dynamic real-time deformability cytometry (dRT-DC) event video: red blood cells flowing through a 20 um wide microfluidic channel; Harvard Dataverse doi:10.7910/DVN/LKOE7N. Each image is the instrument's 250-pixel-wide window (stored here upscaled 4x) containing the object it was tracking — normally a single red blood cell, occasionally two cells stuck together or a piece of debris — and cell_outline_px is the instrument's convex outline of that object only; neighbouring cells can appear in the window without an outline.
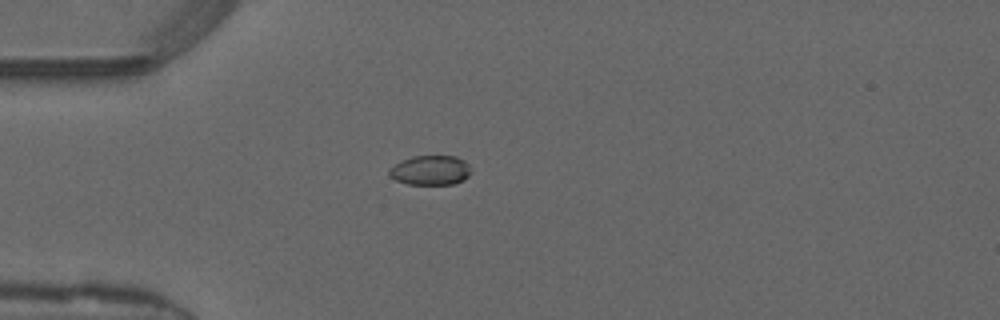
{"species": "common noctule bat (a hibernating species)", "species_latin": "Nyctalus noctula", "temperature_condition": "warm", "stored_images_in_passage": 37, "camera_frame_rate_fps": 3000, "um_per_image_px": 0.085, "animal": {"sex": "male", "forearm_length_mm": 52.5}, "frame": {"image": 1, "passage_image": 1, "time_ms": 0.0, "image_size_px": [1000, 320], "cell_outline_px": [[472, 172], [464, 180], [452, 184], [408, 184], [396, 180], [388, 176], [388, 168], [412, 156], [456, 156], [464, 160], [468, 164]], "centroid_in_image_um": [36.59, 14.47], "position_along_channel_um": 48.4, "area_um2": 14.16}}
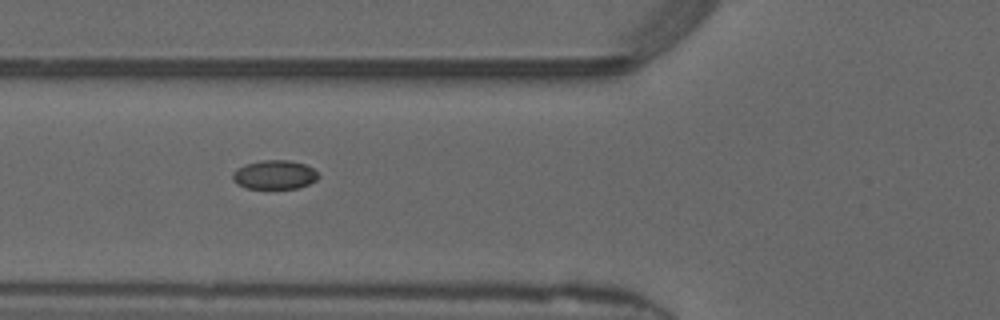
{"frame": {"image": 2, "passage_image": 6, "time_ms": 1.667, "image_size_px": [1000, 320], "cell_outline_px": [[320, 176], [316, 180], [308, 184], [296, 188], [248, 188], [236, 184], [232, 180], [232, 172], [236, 168], [244, 164], [260, 160], [288, 160], [304, 164], [312, 168]], "centroid_in_image_um": [23.29, 14.84], "position_along_channel_um": 102.5, "area_um2": 14.51}}
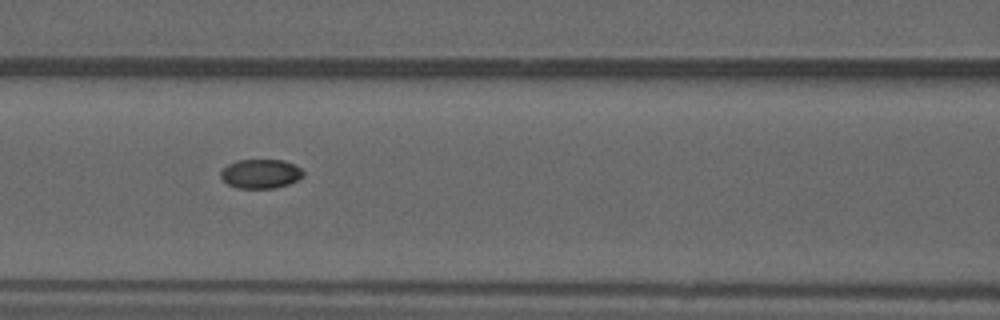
{"frame": {"image": 3, "passage_image": 9, "time_ms": 2.667, "image_size_px": [1000, 320], "cell_outline_px": [[304, 176], [288, 184], [272, 188], [236, 188], [228, 184], [220, 176], [220, 172], [228, 164], [236, 160], [284, 160], [296, 164], [304, 172]], "centroid_in_image_um": [22.16, 14.76], "position_along_channel_um": 144.4, "area_um2": 14.05}}